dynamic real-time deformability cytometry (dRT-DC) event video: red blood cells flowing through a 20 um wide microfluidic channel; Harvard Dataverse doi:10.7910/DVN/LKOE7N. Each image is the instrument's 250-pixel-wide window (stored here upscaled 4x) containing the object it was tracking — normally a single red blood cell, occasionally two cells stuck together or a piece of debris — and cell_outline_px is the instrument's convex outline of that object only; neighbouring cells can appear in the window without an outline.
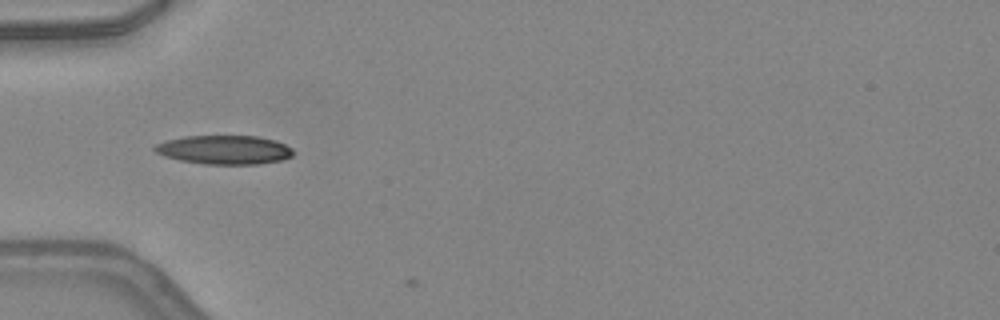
{"species": "common noctule bat (a hibernating species)", "species_latin": "Nyctalus noctula", "temperature_condition": "warm", "stored_images_in_passage": 3, "camera_frame_rate_fps": 3000, "um_per_image_px": 0.085, "animal": {"sex": "female", "body_mass_g": 24.6, "forearm_length_mm": 56.2}, "frame": {"image": 1, "passage_image": 1, "time_ms": 0.0, "image_size_px": [1000, 320], "cell_outline_px": [[292, 156], [280, 160], [256, 164], [204, 164], [180, 160], [164, 156], [156, 152], [152, 148], [156, 144], [168, 140], [184, 136], [256, 136], [276, 140], [292, 148]], "centroid_in_image_um": [19.05, 12.73], "position_along_channel_um": 65.9, "area_um2": 23.18}}